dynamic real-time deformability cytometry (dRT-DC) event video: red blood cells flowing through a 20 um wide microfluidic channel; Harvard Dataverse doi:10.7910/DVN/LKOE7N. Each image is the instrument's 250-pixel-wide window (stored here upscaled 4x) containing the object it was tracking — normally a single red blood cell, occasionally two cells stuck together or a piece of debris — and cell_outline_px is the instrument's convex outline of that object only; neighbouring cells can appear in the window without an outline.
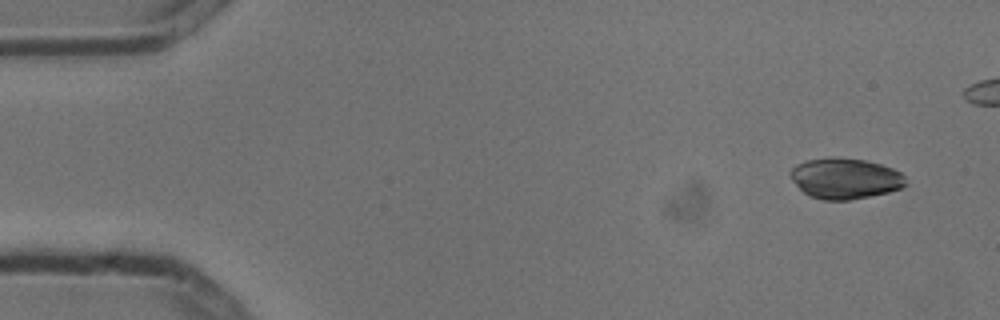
{"species": "common noctule bat (a hibernating species)", "species_latin": "Nyctalus noctula", "temperature_condition": "cold", "stored_images_in_passage": 6, "segment_of_instrument_passage": [1, 2], "camera_frame_rate_fps": 3000, "um_per_image_px": 0.085, "animal": {"sex": "male", "body_mass_g": 13.3}, "frame": {"image": 1, "passage_image": 1, "time_ms": 0.0, "image_size_px": [1000, 320], "cell_outline_px": [[908, 184], [900, 188], [888, 192], [848, 200], [824, 200], [808, 196], [792, 180], [788, 172], [796, 164], [808, 160], [832, 156], [864, 160], [880, 164], [892, 168], [900, 172], [904, 176]], "centroid_in_image_um": [71.82, 15.16], "position_along_channel_um": 13.2, "area_um2": 27.4}}
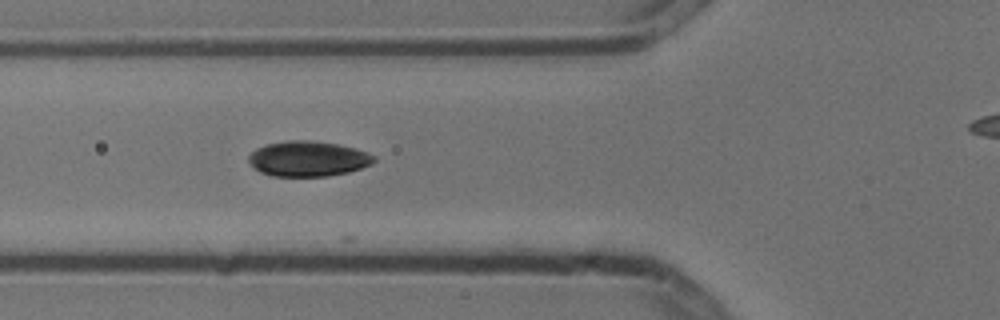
{"frame": {"image": 2, "passage_image": 5, "time_ms": 1.333, "image_size_px": [1000, 320], "cell_outline_px": [[376, 160], [372, 164], [348, 172], [328, 176], [272, 176], [260, 172], [248, 160], [248, 156], [256, 148], [264, 144], [288, 140], [312, 140], [336, 144], [356, 148], [368, 152], [376, 156]], "centroid_in_image_um": [26.2, 13.48], "position_along_channel_um": 99.6, "area_um2": 25.89}}